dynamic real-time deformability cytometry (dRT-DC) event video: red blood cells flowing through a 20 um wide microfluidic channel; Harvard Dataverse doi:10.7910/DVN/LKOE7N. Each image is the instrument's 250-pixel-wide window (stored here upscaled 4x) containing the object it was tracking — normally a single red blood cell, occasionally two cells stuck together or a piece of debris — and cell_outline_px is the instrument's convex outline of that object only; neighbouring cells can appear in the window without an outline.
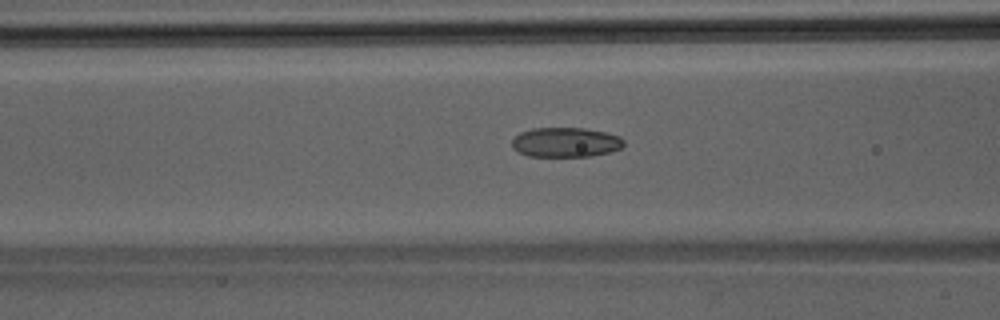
{"species": "Egyptian fruit bat (a non-hibernating species)", "species_latin": "Rousettus aegyptiacus", "temperature_condition": "room temperature", "stored_images_in_passage": 37, "camera_frame_rate_fps": 3000, "um_per_image_px": 0.085, "animal": {"sex": "male"}, "frame": {"image": 1, "passage_image": 10, "time_ms": 3.0, "image_size_px": [1000, 320], "cell_outline_px": [[624, 144], [620, 148], [608, 152], [588, 156], [528, 156], [512, 148], [512, 140], [520, 132], [532, 128], [584, 128], [604, 132], [620, 136], [624, 140]], "centroid_in_image_um": [48.06, 12.08], "position_along_channel_um": 118.5, "area_um2": 19.19}}
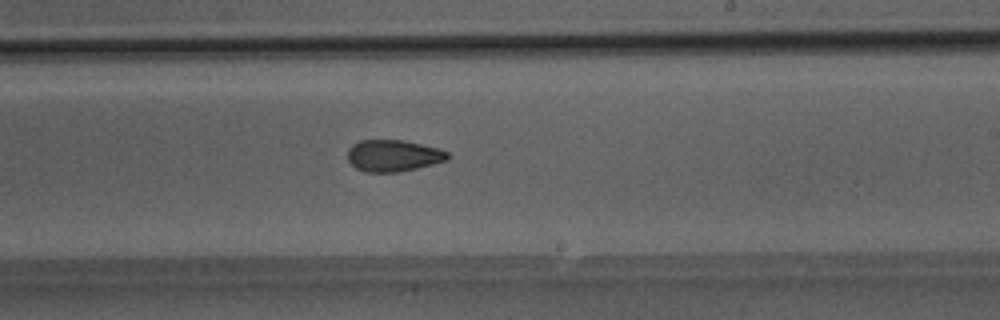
{"frame": {"image": 2, "passage_image": 19, "time_ms": 6.0, "image_size_px": [1000, 320], "cell_outline_px": [[448, 160], [400, 172], [364, 172], [356, 168], [348, 160], [348, 148], [352, 144], [360, 140], [404, 140], [440, 148], [448, 152]], "centroid_in_image_um": [33.42, 13.22], "position_along_channel_um": 255.6, "area_um2": 18.55}}
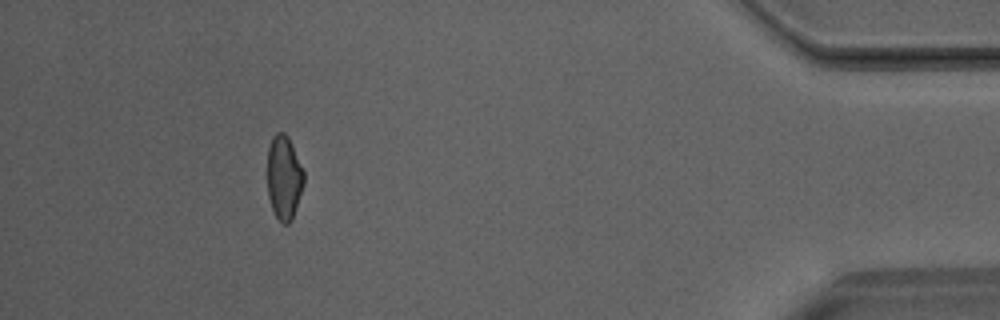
{"frame": {"image": 3, "passage_image": 33, "time_ms": 10.667, "image_size_px": [1000, 320], "cell_outline_px": [[304, 184], [292, 220], [288, 224], [284, 224], [276, 216], [272, 208], [268, 196], [268, 148], [272, 136], [276, 132], [284, 132], [288, 136], [304, 172]], "centroid_in_image_um": [24.14, 15.08], "position_along_channel_um": 411.1, "area_um2": 17.8}}